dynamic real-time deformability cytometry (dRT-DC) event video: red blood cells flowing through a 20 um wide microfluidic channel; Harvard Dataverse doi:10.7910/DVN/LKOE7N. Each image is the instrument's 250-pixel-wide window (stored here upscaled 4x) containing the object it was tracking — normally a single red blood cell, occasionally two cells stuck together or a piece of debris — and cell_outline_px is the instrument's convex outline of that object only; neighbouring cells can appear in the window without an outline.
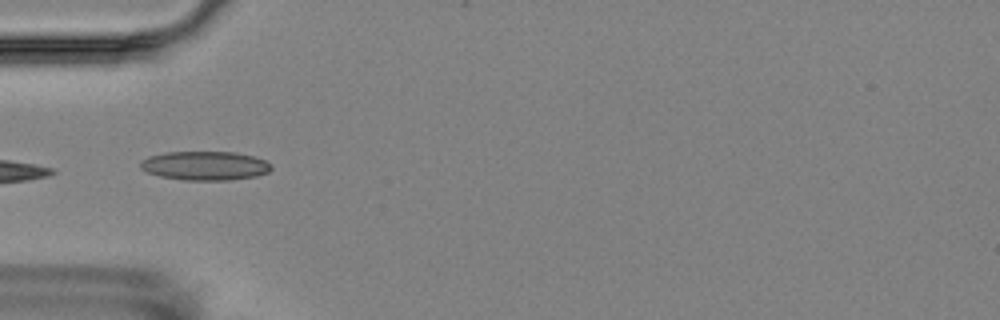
{"species": "Egyptian fruit bat (a non-hibernating species)", "species_latin": "Rousettus aegyptiacus", "temperature_condition": "room temperature", "stored_images_in_passage": 5, "camera_frame_rate_fps": 3000, "um_per_image_px": 0.085, "animal": {"sex": "female"}, "frame": {"image": 1, "passage_image": 5, "time_ms": 5.333, "image_size_px": [1000, 320], "cell_outline_px": [[272, 168], [268, 172], [256, 176], [228, 180], [184, 180], [160, 176], [148, 172], [140, 168], [140, 160], [148, 156], [168, 152], [236, 152], [252, 156], [264, 160], [272, 164]], "centroid_in_image_um": [17.42, 14.08], "position_along_channel_um": 67.6, "area_um2": 22.08}}